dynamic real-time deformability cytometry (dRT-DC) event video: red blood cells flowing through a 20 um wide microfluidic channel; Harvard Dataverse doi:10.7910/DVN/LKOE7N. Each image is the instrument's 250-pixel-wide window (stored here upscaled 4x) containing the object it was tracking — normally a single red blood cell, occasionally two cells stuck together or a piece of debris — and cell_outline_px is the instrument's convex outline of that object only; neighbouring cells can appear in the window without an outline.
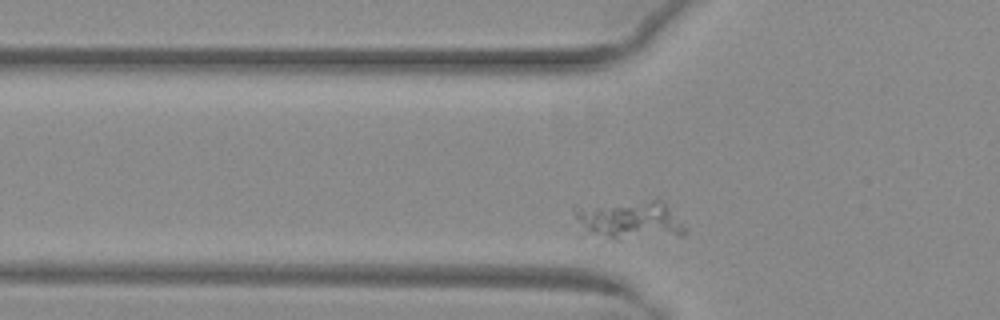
{"species": "common noctule bat (a hibernating species)", "species_latin": "Nyctalus noctula", "temperature_condition": "warm", "stored_images_in_passage": 42, "camera_frame_rate_fps": 3000, "um_per_image_px": 0.085, "animal": {"sex": "female", "body_mass_g": 29.2, "forearm_length_mm": 56.3}, "frame": {"image": 1, "passage_image": 6, "time_ms": 1.667, "image_size_px": [1000, 320], "cell_outline_px": [[688, 232], [684, 236], [620, 240], [616, 240], [596, 232], [580, 224], [572, 212], [572, 208], [576, 204], [652, 200], [664, 200]], "centroid_in_image_um": [53.57, 18.66], "position_along_channel_um": 72.2, "area_um2": 25.14}}
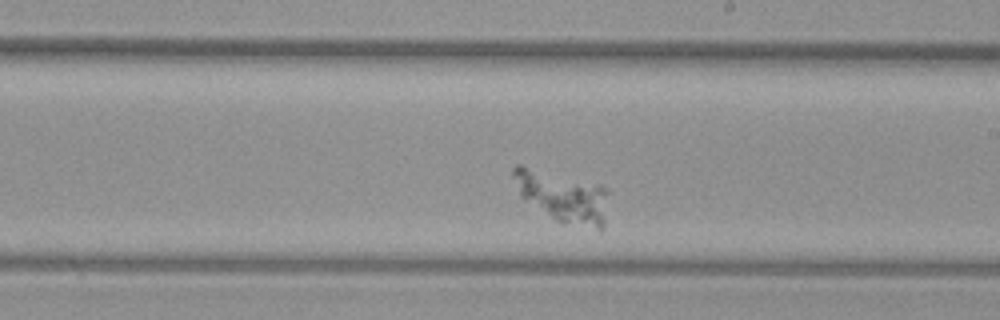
{"frame": {"image": 2, "passage_image": 20, "time_ms": 6.333, "image_size_px": [1000, 320], "cell_outline_px": [[608, 192], [604, 228], [600, 232], [564, 224], [556, 220], [524, 200], [520, 196], [512, 176], [512, 168], [516, 164], [520, 164], [600, 184], [608, 188]], "centroid_in_image_um": [47.86, 16.73], "position_along_channel_um": 241.1, "area_um2": 29.02}}
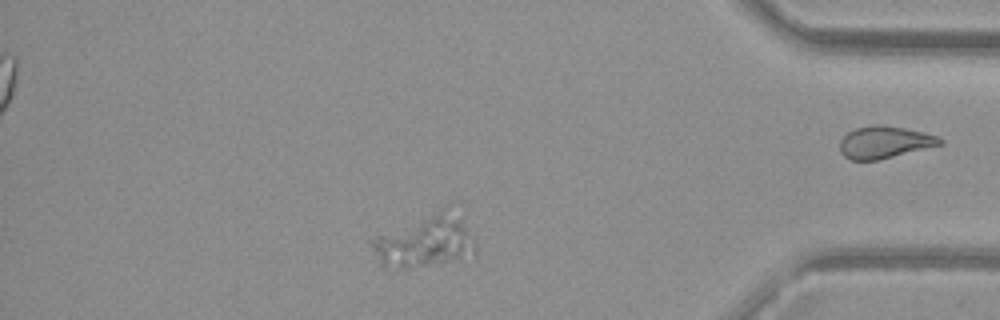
{"frame": {"image": 3, "passage_image": 35, "time_ms": 11.333, "image_size_px": [1000, 320], "cell_outline_px": [[476, 256], [408, 268], [384, 268], [380, 264], [368, 240], [372, 236], [448, 204], [472, 236], [476, 244]], "centroid_in_image_um": [36.07, 20.49], "position_along_channel_um": 399.1, "area_um2": 31.96}}